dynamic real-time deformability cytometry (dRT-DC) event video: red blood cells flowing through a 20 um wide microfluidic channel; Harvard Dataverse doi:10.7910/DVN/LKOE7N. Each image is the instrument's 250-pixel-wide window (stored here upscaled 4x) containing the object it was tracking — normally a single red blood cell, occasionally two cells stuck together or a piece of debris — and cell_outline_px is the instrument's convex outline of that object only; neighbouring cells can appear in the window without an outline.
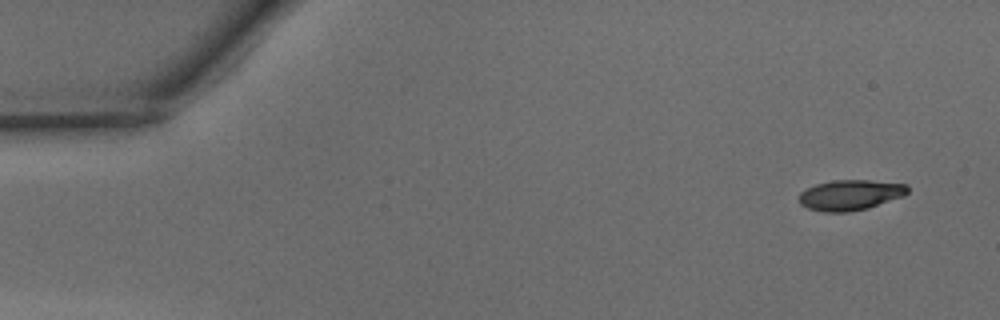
{"species": "common noctule bat (a hibernating species)", "species_latin": "Nyctalus noctula", "temperature_condition": "warm", "stored_images_in_passage": 47, "camera_frame_rate_fps": 3000, "um_per_image_px": 0.085, "animal": {"sex": "male", "body_mass_g": 15.6}, "frame": {"image": 1, "passage_image": 1, "time_ms": 0.0, "image_size_px": [1000, 320], "cell_outline_px": [[908, 192], [904, 196], [868, 208], [848, 212], [824, 212], [808, 208], [800, 204], [800, 192], [816, 184], [832, 180], [868, 180], [908, 184]], "centroid_in_image_um": [72.29, 16.57], "position_along_channel_um": 12.7, "area_um2": 19.25}}
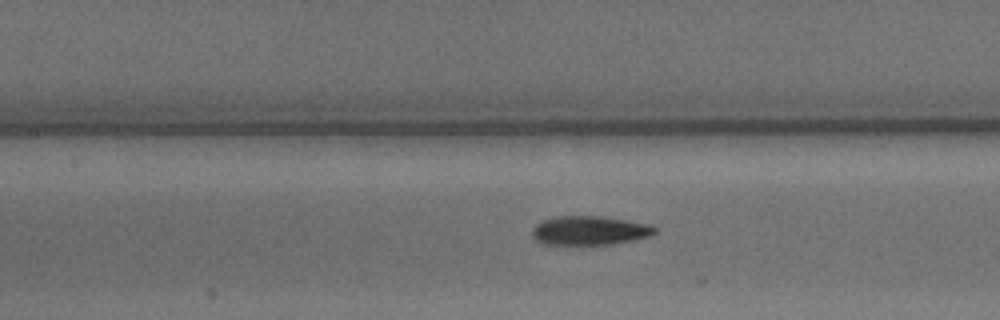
{"frame": {"image": 2, "passage_image": 20, "time_ms": 6.333, "image_size_px": [1000, 320], "cell_outline_px": [[656, 232], [648, 236], [632, 240], [612, 244], [544, 244], [536, 240], [532, 236], [532, 228], [536, 224], [544, 220], [556, 216], [600, 216], [648, 224], [656, 228]], "centroid_in_image_um": [50.07, 19.59], "position_along_channel_um": 157.3, "area_um2": 20.46}}
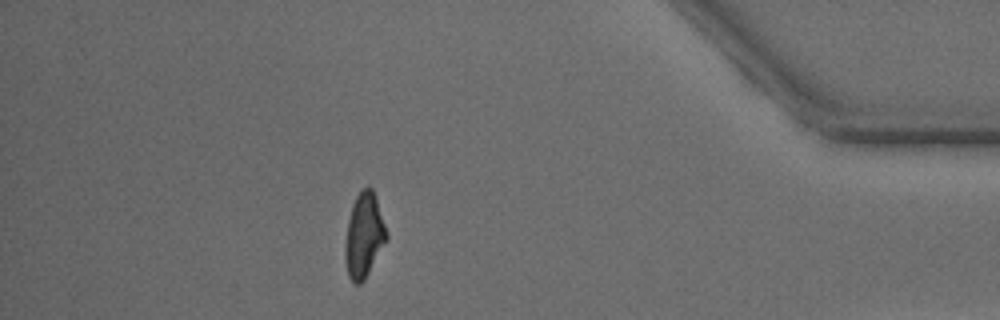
{"frame": {"image": 3, "passage_image": 41, "time_ms": 13.333, "image_size_px": [1000, 320], "cell_outline_px": [[388, 240], [364, 280], [360, 284], [356, 284], [348, 276], [344, 256], [344, 248], [348, 220], [352, 204], [356, 196], [368, 184], [372, 188], [376, 196], [388, 236]], "centroid_in_image_um": [30.94, 20.01], "position_along_channel_um": 404.3, "area_um2": 20.52}, "authors_computed_cell_mechanics": {"area_um2": 20.4612, "velocity_mm_per_s": 4.1557, "shape_relaxation_time_tau1_ms": 2.6864, "shape_relaxation_time_tau2_ms": 2.1398, "deformation_change_tau1": 0.163, "deformation_change_tau2": 0.1014}}